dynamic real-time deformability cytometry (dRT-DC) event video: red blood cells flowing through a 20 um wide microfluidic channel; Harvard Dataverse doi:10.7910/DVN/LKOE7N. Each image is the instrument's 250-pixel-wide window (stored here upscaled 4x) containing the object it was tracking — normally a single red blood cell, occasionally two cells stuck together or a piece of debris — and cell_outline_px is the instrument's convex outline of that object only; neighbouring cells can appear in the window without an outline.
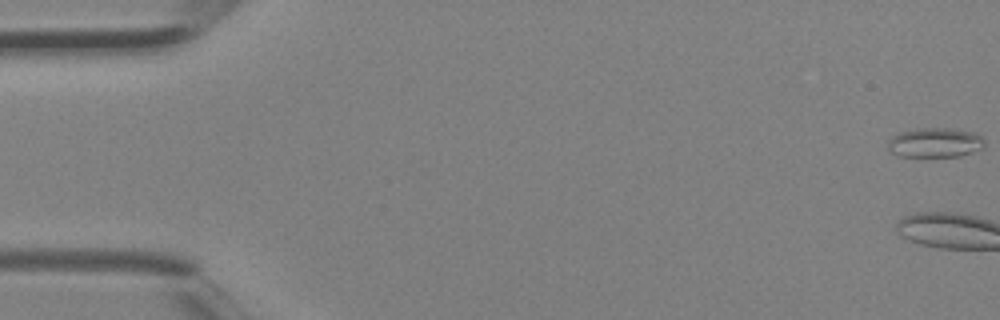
{"species": "Egyptian fruit bat (a non-hibernating species)", "species_latin": "Rousettus aegyptiacus", "temperature_condition": "room temperature", "stored_images_in_passage": 5, "camera_frame_rate_fps": 3000, "um_per_image_px": 0.085, "animal": {"sex": "female"}, "frame": {"image": 1, "passage_image": 1, "time_ms": 0.0, "image_size_px": [1000, 320], "cell_outline_px": [[984, 148], [960, 156], [900, 156], [888, 152], [888, 140], [892, 136], [900, 132], [916, 128], [952, 128], [976, 132], [984, 140]], "centroid_in_image_um": [79.47, 12.11], "position_along_channel_um": 5.5, "area_um2": 16.88}}